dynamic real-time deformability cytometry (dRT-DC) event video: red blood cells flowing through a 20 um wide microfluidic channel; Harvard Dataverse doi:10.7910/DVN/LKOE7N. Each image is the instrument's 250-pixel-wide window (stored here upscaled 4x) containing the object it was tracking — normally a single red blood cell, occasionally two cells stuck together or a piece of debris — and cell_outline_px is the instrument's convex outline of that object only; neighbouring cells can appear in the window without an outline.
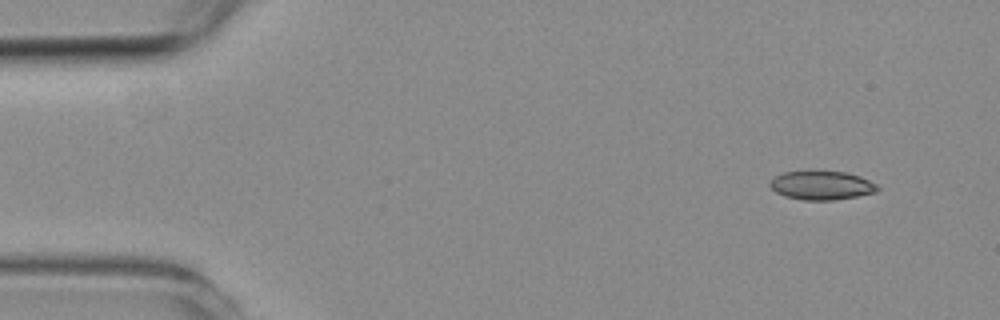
{"species": "common noctule bat (a hibernating species)", "species_latin": "Nyctalus noctula", "temperature_condition": "room temperature", "stored_images_in_passage": 3, "camera_frame_rate_fps": 3000, "um_per_image_px": 0.085, "animal": {"sex": "female", "body_mass_g": 19.3, "forearm_length_mm": 54.1}, "frame": {"image": 1, "passage_image": 1, "time_ms": 0.0, "image_size_px": [1000, 320], "cell_outline_px": [[880, 188], [876, 192], [836, 200], [804, 200], [784, 196], [776, 192], [772, 188], [772, 180], [776, 176], [784, 172], [844, 172], [860, 176], [876, 184]], "centroid_in_image_um": [69.88, 15.77], "position_along_channel_um": 15.1, "area_um2": 17.63}}